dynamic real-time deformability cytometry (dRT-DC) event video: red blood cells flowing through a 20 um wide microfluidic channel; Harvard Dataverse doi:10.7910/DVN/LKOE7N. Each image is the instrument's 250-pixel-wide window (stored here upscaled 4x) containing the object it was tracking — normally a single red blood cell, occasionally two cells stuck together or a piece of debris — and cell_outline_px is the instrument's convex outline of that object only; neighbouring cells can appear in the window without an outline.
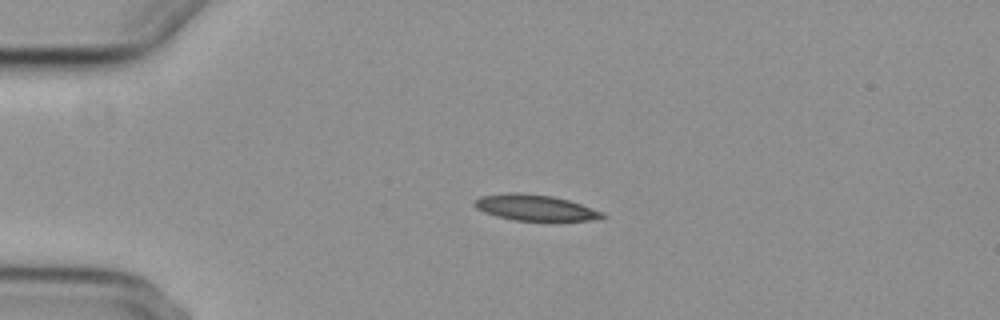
{"species": "common noctule bat (a hibernating species)", "species_latin": "Nyctalus noctula", "temperature_condition": "cold", "stored_images_in_passage": 4, "camera_frame_rate_fps": 3000, "um_per_image_px": 0.085, "animal": {"sex": "female", "body_mass_g": 29.2, "forearm_length_mm": 56.3}, "frame": {"image": 1, "passage_image": 3, "time_ms": 2.333, "image_size_px": [1000, 320], "cell_outline_px": [[608, 216], [604, 220], [552, 224], [512, 220], [496, 216], [484, 212], [476, 208], [472, 204], [472, 200], [480, 196], [508, 192], [520, 192], [552, 196], [568, 200], [604, 212]], "centroid_in_image_um": [45.59, 17.72], "position_along_channel_um": 39.4, "area_um2": 20.87}}